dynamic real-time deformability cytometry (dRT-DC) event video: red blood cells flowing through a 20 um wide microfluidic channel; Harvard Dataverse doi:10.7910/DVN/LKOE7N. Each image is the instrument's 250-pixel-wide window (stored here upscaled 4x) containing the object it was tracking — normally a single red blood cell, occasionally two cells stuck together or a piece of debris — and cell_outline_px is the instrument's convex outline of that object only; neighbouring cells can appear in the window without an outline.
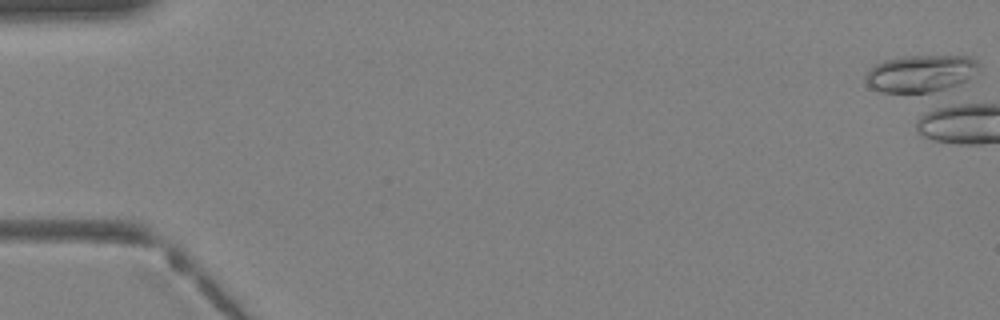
{"species": "Egyptian fruit bat (a non-hibernating species)", "species_latin": "Rousettus aegyptiacus", "temperature_condition": "warm", "stored_images_in_passage": 1, "camera_frame_rate_fps": 3000, "um_per_image_px": 0.085, "animal": {"sex": "female"}, "frame": {"image": 1, "passage_image": 1, "time_ms": 0.0, "image_size_px": [1000, 320], "cell_outline_px": [[976, 64], [968, 80], [936, 92], [880, 92], [872, 88], [864, 80], [864, 76], [876, 64], [884, 60], [904, 56], [968, 56], [976, 60]], "centroid_in_image_um": [78.18, 6.25], "position_along_channel_um": 6.8, "area_um2": 24.04}}